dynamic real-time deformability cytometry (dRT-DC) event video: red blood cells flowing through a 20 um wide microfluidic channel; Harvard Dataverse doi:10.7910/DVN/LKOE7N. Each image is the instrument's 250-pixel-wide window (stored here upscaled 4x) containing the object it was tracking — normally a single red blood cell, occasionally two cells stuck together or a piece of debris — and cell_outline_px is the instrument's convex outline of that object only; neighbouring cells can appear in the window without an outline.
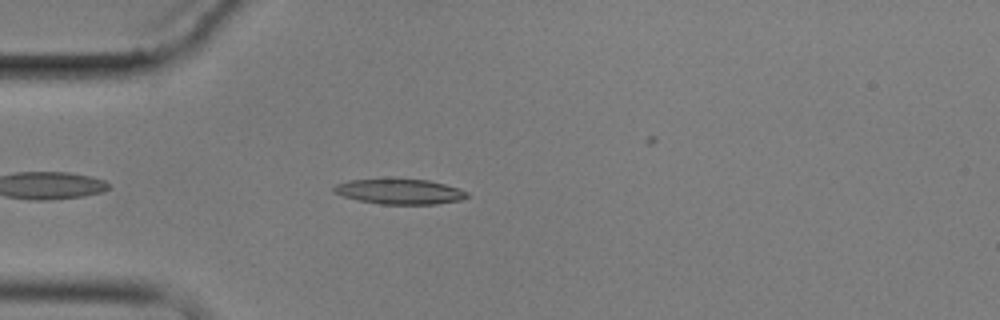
{"species": "common noctule bat (a hibernating species)", "species_latin": "Nyctalus noctula", "temperature_condition": "cold", "stored_images_in_passage": 5, "camera_frame_rate_fps": 3000, "um_per_image_px": 0.085, "animal": {"sex": "male", "body_mass_g": 17.9}, "frame": {"image": 1, "passage_image": 5, "time_ms": 5.0, "image_size_px": [1000, 320], "cell_outline_px": [[468, 196], [460, 200], [436, 204], [380, 204], [360, 200], [344, 196], [332, 192], [332, 188], [336, 184], [348, 180], [428, 180], [460, 188], [468, 192]], "centroid_in_image_um": [33.98, 16.29], "position_along_channel_um": 51.0, "area_um2": 19.19}}